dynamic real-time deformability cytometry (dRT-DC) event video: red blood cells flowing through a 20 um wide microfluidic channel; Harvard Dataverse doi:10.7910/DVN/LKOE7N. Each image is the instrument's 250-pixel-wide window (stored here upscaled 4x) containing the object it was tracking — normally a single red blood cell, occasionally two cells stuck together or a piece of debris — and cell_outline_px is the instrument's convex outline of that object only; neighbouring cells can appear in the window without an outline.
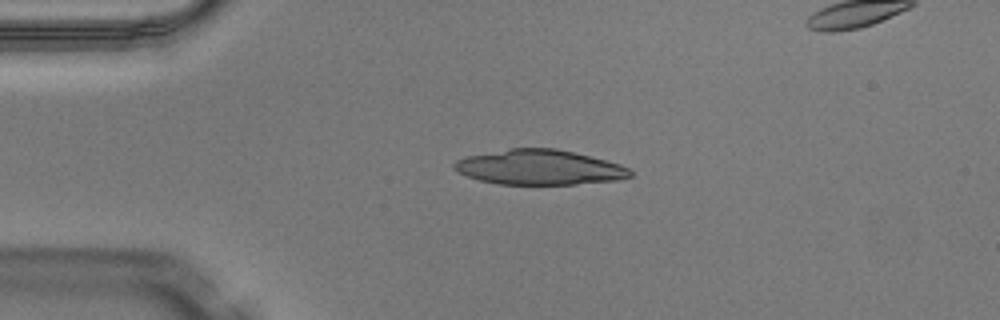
{"species": "Egyptian fruit bat (a non-hibernating species)", "species_latin": "Rousettus aegyptiacus", "temperature_condition": "warm", "stored_images_in_passage": 39, "camera_frame_rate_fps": 3000, "um_per_image_px": 0.085, "animal": {"sex": "male"}, "frame": {"image": 1, "passage_image": 8, "time_ms": 2.333, "image_size_px": [1000, 320], "cell_outline_px": [[632, 176], [616, 180], [576, 184], [496, 184], [480, 180], [456, 172], [452, 168], [452, 164], [456, 160], [464, 156], [508, 148], [556, 148], [620, 164], [628, 168], [632, 172]], "centroid_in_image_um": [45.77, 14.22], "position_along_channel_um": 39.2, "area_um2": 35.89}}